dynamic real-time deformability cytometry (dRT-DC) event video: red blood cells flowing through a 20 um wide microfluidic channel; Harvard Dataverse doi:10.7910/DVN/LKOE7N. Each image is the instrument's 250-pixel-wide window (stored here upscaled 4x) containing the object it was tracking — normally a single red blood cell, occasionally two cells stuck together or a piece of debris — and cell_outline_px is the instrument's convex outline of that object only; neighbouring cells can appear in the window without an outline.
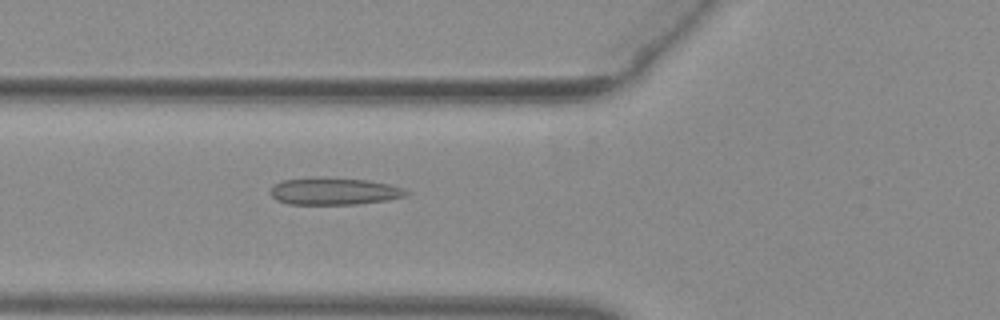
{"species": "common noctule bat (a hibernating species)", "species_latin": "Nyctalus noctula", "temperature_condition": "warm", "stored_images_in_passage": 46, "camera_frame_rate_fps": 3000, "um_per_image_px": 0.085, "animal": {"sex": "female", "body_mass_g": 29.2, "forearm_length_mm": 56.3}, "frame": {"image": 1, "passage_image": 14, "time_ms": 4.333, "image_size_px": [1000, 320], "cell_outline_px": [[412, 192], [404, 196], [388, 200], [356, 204], [288, 204], [276, 200], [268, 192], [272, 184], [284, 180], [368, 180], [388, 184], [404, 188]], "centroid_in_image_um": [28.42, 16.31], "position_along_channel_um": 97.4, "area_um2": 20.63}}
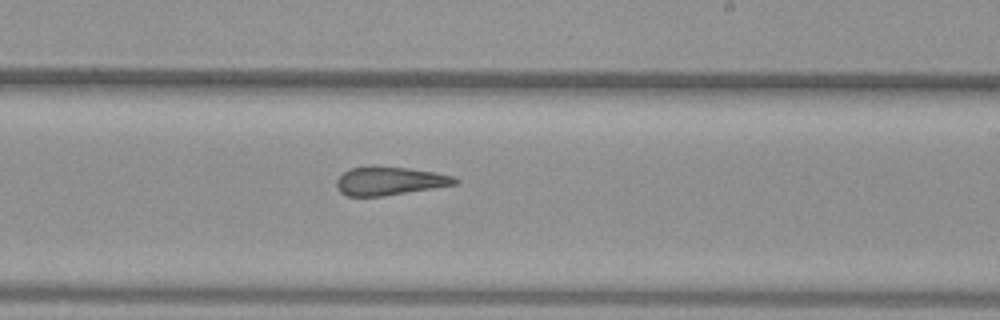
{"frame": {"image": 2, "passage_image": 26, "time_ms": 8.333, "image_size_px": [1000, 320], "cell_outline_px": [[460, 180], [456, 184], [384, 196], [348, 196], [340, 192], [336, 188], [336, 180], [344, 172], [352, 168], [408, 168], [436, 172], [452, 176]], "centroid_in_image_um": [33.12, 15.41], "position_along_channel_um": 255.9, "area_um2": 19.02}}
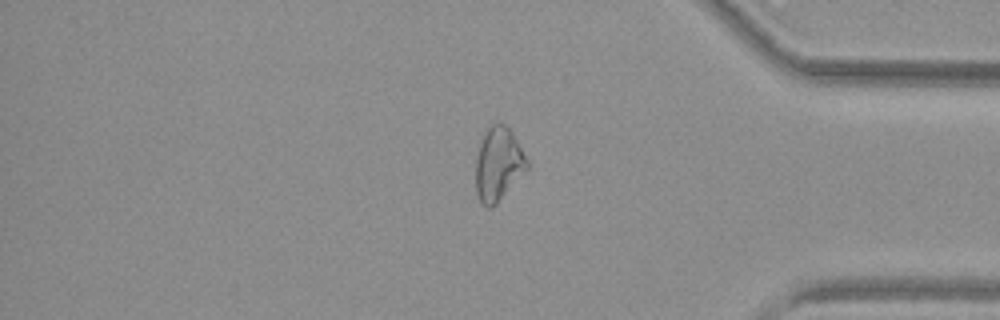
{"frame": {"image": 3, "passage_image": 38, "time_ms": 12.333, "image_size_px": [1000, 320], "cell_outline_px": [[528, 168], [496, 204], [492, 208], [488, 208], [480, 200], [476, 192], [476, 160], [480, 144], [484, 132], [488, 124], [500, 120], [512, 132], [528, 160]], "centroid_in_image_um": [42.35, 13.9], "position_along_channel_um": 392.9, "area_um2": 21.96}, "authors_computed_cell_mechanics": {"area_um2": 21.7039, "velocity_mm_per_s": 3.9588, "shape_relaxation_time_tau1_ms": null, "shape_relaxation_time_tau2_ms": 2.0506, "deformation_change_tau1": null, "deformation_change_tau2": 0.1204}}